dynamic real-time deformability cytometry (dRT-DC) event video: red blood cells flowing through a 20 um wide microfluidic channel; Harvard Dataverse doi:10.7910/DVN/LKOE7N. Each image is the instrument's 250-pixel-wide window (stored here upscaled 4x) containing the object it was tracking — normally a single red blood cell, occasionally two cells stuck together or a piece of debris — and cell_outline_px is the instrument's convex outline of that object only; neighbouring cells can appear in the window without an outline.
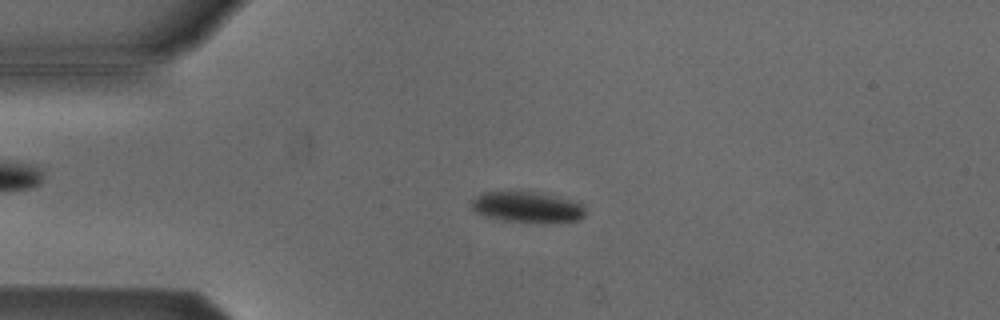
{"species": "Egyptian fruit bat (a non-hibernating species)", "species_latin": "Rousettus aegyptiacus", "temperature_condition": "cold", "stored_images_in_passage": 53, "camera_frame_rate_fps": 3000, "um_per_image_px": 0.085, "animal": {"sex": "male"}, "frame": {"image": 1, "passage_image": 12, "time_ms": 3.667, "image_size_px": [1000, 320], "cell_outline_px": [[584, 216], [580, 220], [500, 220], [476, 212], [472, 208], [472, 200], [476, 196], [484, 192], [532, 192], [552, 196], [568, 200], [580, 204], [584, 208]], "centroid_in_image_um": [44.74, 17.57], "position_along_channel_um": 40.3, "area_um2": 19.07}}
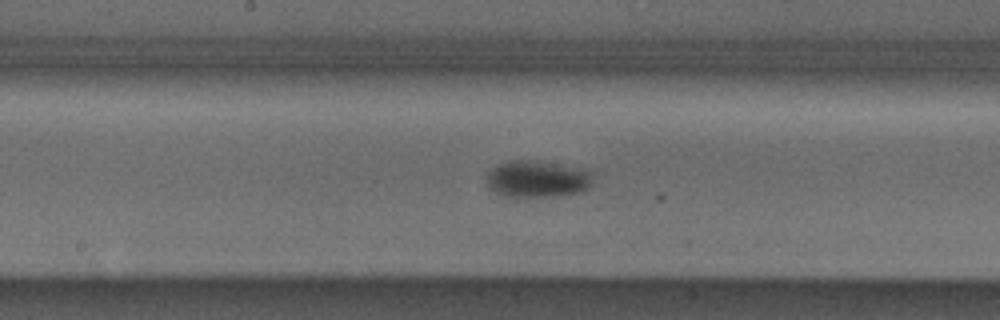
{"frame": {"image": 2, "passage_image": 27, "time_ms": 8.667, "image_size_px": [1000, 320], "cell_outline_px": [[592, 180], [588, 188], [580, 192], [556, 196], [508, 196], [496, 192], [488, 188], [488, 172], [492, 168], [500, 164], [512, 160], [528, 160], [580, 168], [592, 172]], "centroid_in_image_um": [45.68, 15.22], "position_along_channel_um": 202.5, "area_um2": 22.31}}
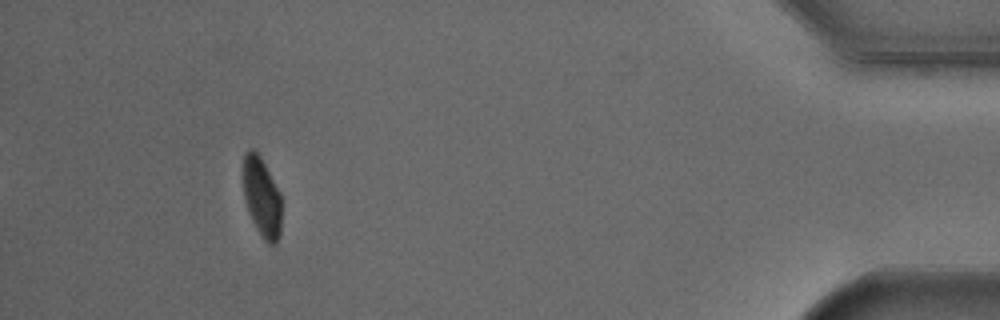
{"frame": {"image": 3, "passage_image": 49, "time_ms": 16.0, "image_size_px": [1000, 320], "cell_outline_px": [[280, 236], [276, 244], [268, 244], [264, 240], [256, 228], [248, 212], [244, 200], [240, 172], [244, 152], [248, 148], [252, 148], [260, 156], [280, 192]], "centroid_in_image_um": [22.18, 16.7], "position_along_channel_um": 413.0, "area_um2": 18.38}, "authors_computed_cell_mechanics": {"area_um2": 20.23, "velocity_mm_per_s": 3.7802, "shape_relaxation_time_tau1_ms": 3.8954, "shape_relaxation_time_tau2_ms": null, "deformation_change_tau1": 0.0952, "deformation_change_tau2": null}}